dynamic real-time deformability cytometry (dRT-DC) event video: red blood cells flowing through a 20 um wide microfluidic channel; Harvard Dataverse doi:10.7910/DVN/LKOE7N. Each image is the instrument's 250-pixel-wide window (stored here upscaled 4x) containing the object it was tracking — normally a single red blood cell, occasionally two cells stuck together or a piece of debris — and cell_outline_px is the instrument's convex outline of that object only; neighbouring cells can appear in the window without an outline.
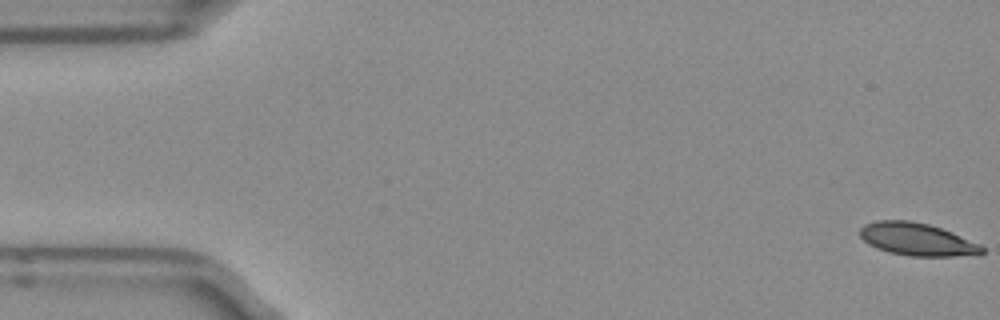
{"species": "Egyptian fruit bat (a non-hibernating species)", "species_latin": "Rousettus aegyptiacus", "temperature_condition": "room temperature", "stored_images_in_passage": 5, "camera_frame_rate_fps": 3000, "um_per_image_px": 0.085, "frame": {"image": 1, "passage_image": 1, "time_ms": 0.0, "image_size_px": [1000, 320], "cell_outline_px": [[984, 252], [980, 256], [912, 256], [888, 252], [876, 248], [868, 244], [860, 236], [860, 228], [864, 224], [876, 220], [908, 220], [928, 224], [952, 232], [980, 244], [984, 248]], "centroid_in_image_um": [77.97, 20.35], "position_along_channel_um": 7.0, "area_um2": 23.41}}
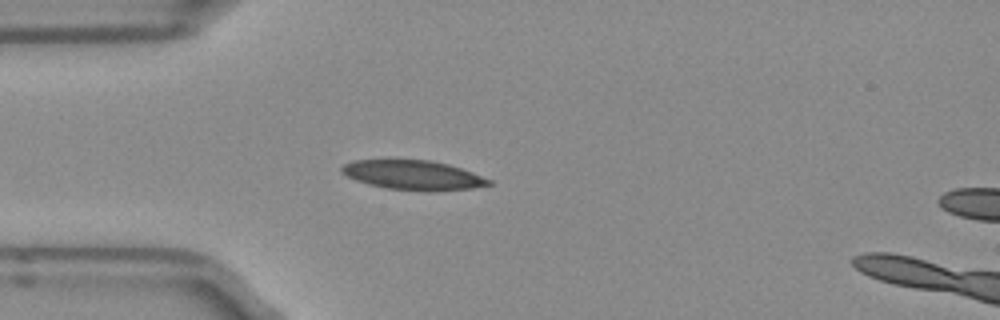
{"frame": {"image": 2, "passage_image": 4, "time_ms": 1.0, "image_size_px": [1000, 320], "cell_outline_px": [[492, 184], [472, 188], [388, 188], [368, 184], [356, 180], [340, 172], [340, 168], [344, 164], [352, 160], [388, 156], [432, 160], [448, 164], [472, 172], [492, 180]], "centroid_in_image_um": [34.97, 14.76], "position_along_channel_um": 50.0, "area_um2": 25.2}}